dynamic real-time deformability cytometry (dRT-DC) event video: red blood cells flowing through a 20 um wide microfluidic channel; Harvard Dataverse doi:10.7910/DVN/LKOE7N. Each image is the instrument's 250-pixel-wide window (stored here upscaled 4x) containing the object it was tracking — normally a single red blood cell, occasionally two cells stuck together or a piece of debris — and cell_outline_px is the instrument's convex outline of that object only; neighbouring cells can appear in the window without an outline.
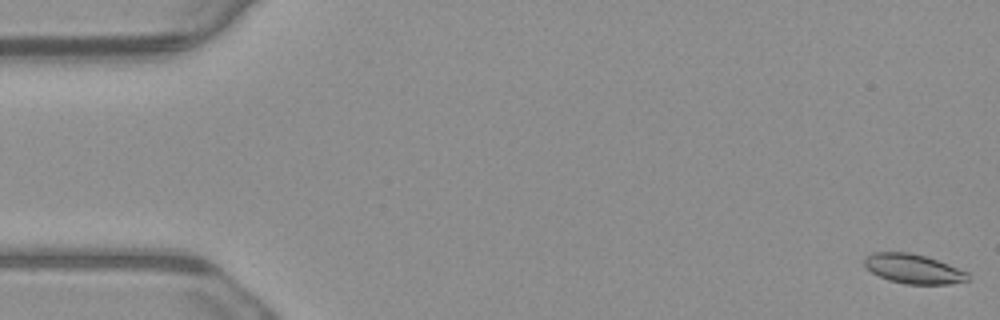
{"species": "common noctule bat (a hibernating species)", "species_latin": "Nyctalus noctula", "temperature_condition": "warm", "stored_images_in_passage": 5, "camera_frame_rate_fps": 3000, "um_per_image_px": 0.085, "animal": {"sex": "male", "body_mass_g": 23.1, "forearm_length_mm": 52.7}, "frame": {"image": 1, "passage_image": 1, "time_ms": 0.0, "image_size_px": [1000, 320], "cell_outline_px": [[972, 280], [948, 284], [904, 284], [888, 280], [872, 272], [864, 264], [864, 256], [872, 252], [908, 252], [924, 256], [948, 264], [968, 272], [972, 276]], "centroid_in_image_um": [77.66, 22.86], "position_along_channel_um": 7.3, "area_um2": 17.86}}
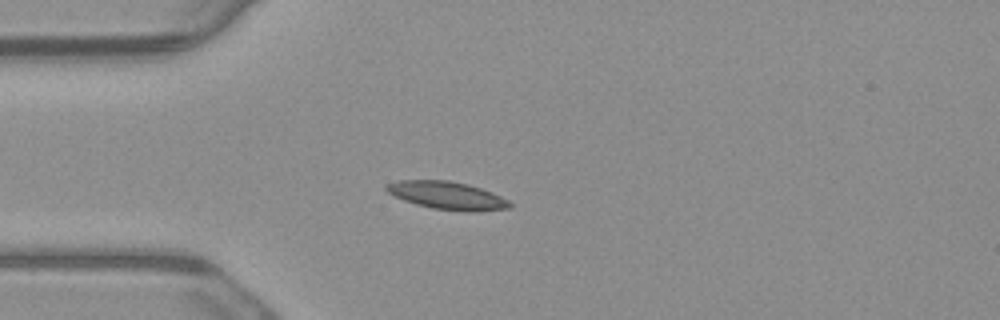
{"frame": {"image": 2, "passage_image": 5, "time_ms": 1.333, "image_size_px": [1000, 320], "cell_outline_px": [[512, 208], [476, 212], [468, 212], [432, 208], [416, 204], [404, 200], [388, 192], [384, 188], [388, 184], [400, 180], [448, 180], [468, 184], [492, 192], [508, 200], [512, 204]], "centroid_in_image_um": [38.06, 16.62], "position_along_channel_um": 46.9, "area_um2": 20.0}}